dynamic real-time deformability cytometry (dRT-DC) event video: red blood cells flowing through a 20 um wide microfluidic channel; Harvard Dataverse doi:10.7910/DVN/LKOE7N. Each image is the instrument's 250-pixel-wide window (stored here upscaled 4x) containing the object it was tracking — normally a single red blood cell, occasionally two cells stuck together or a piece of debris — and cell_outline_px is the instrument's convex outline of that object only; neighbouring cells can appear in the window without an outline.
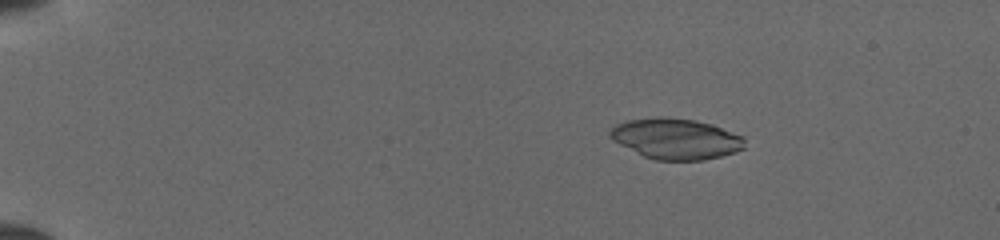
{"species": "common noctule bat (a hibernating species)", "species_latin": "Nyctalus noctula", "temperature_condition": "cold", "stored_images_in_passage": 51, "camera_frame_rate_fps": 3000, "um_per_image_px": 0.085, "animal": {"sex": "female", "body_mass_g": 19.5, "forearm_length_mm": 54.1}, "frame": {"image": 1, "passage_image": 10, "time_ms": 3.0, "image_size_px": [1000, 240], "cell_outline_px": [[744, 148], [736, 152], [704, 160], [656, 160], [644, 156], [612, 140], [608, 136], [608, 132], [616, 124], [628, 120], [660, 116], [664, 116], [696, 120], [712, 124], [744, 136]], "centroid_in_image_um": [57.45, 11.78], "position_along_channel_um": 27.5, "area_um2": 32.08}}